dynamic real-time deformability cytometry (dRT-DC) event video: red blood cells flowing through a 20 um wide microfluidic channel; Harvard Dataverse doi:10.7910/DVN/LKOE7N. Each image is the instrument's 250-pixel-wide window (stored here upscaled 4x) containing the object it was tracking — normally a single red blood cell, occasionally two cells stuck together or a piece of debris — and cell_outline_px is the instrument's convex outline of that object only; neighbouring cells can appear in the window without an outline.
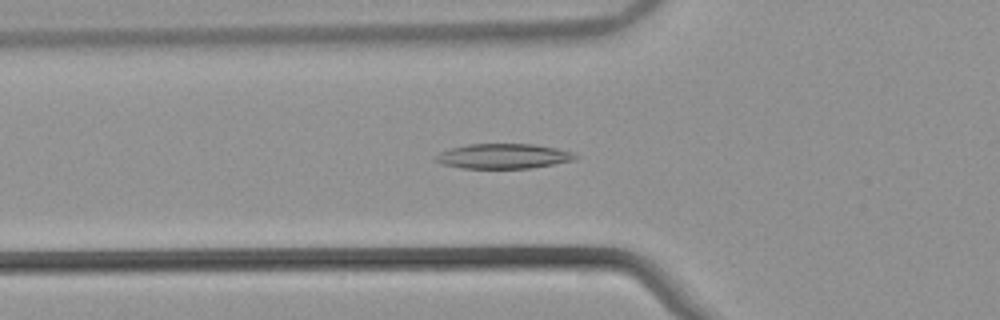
{"species": "common noctule bat (a hibernating species)", "species_latin": "Nyctalus noctula", "temperature_condition": "warm", "stored_images_in_passage": 52, "camera_frame_rate_fps": 3000, "um_per_image_px": 0.085, "animal": {"sex": "male", "body_mass_g": 21.5, "forearm_length_mm": 52.0}, "frame": {"image": 1, "passage_image": 18, "time_ms": 5.667, "image_size_px": [1000, 320], "cell_outline_px": [[580, 156], [576, 160], [528, 168], [464, 168], [440, 164], [432, 160], [440, 152], [452, 148], [468, 144], [532, 144], [556, 148], [572, 152]], "centroid_in_image_um": [42.78, 13.27], "position_along_channel_um": 83.0, "area_um2": 20.23}}
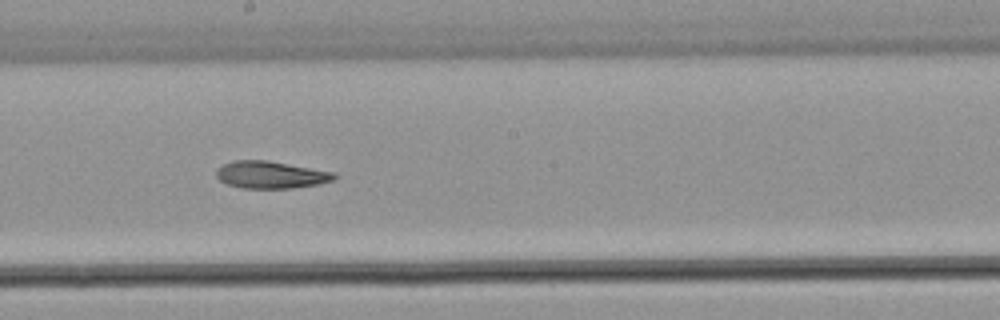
{"frame": {"image": 2, "passage_image": 29, "time_ms": 9.333, "image_size_px": [1000, 320], "cell_outline_px": [[340, 176], [332, 180], [320, 184], [292, 188], [240, 188], [228, 184], [220, 180], [216, 176], [216, 172], [224, 164], [236, 160], [268, 160], [336, 172]], "centroid_in_image_um": [23.08, 14.86], "position_along_channel_um": 225.1, "area_um2": 18.79}}
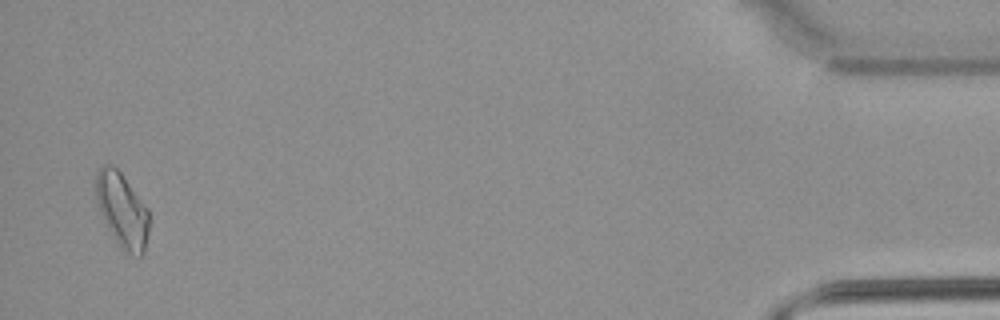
{"frame": {"image": 3, "passage_image": 51, "time_ms": 16.667, "image_size_px": [1000, 320], "cell_outline_px": [[148, 232], [144, 252], [140, 260], [120, 248], [116, 244], [100, 212], [96, 200], [96, 172], [104, 164], [112, 164], [120, 172], [148, 208]], "centroid_in_image_um": [10.38, 17.9], "position_along_channel_um": 424.8, "area_um2": 23.18}, "authors_computed_cell_mechanics": {"area_um2": 20.1144, "velocity_mm_per_s": 3.8741, "shape_relaxation_time_tau1_ms": null, "shape_relaxation_time_tau2_ms": 5.3707, "deformation_change_tau1": null, "deformation_change_tau2": 0.144}}